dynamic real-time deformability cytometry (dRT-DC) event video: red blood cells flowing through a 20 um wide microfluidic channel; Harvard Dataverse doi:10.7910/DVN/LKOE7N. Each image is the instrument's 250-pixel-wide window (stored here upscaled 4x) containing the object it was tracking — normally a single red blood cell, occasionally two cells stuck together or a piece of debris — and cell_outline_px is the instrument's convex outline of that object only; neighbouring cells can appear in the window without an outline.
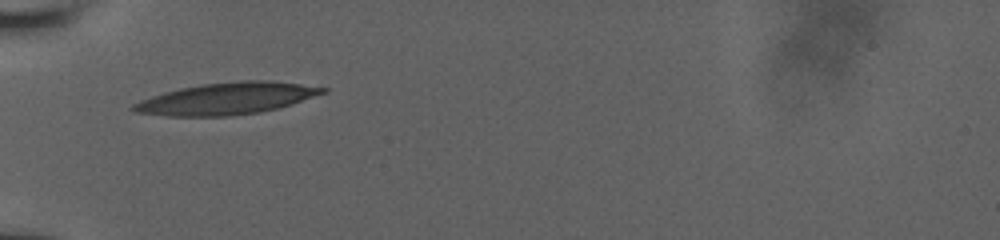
{"species": "human", "species_latin": "Homo sapiens", "temperature_condition": "room temperature", "stored_images_in_passage": 29, "camera_frame_rate_fps": 3000, "um_per_image_px": 0.085, "donor": {"sex": "male"}, "frame": {"image": 1, "passage_image": 1, "time_ms": 0.0, "image_size_px": [1000, 240], "cell_outline_px": [[328, 92], [280, 108], [260, 112], [228, 116], [168, 116], [132, 112], [128, 108], [132, 104], [140, 100], [164, 92], [180, 88], [204, 84], [240, 80], [272, 80], [328, 88]], "centroid_in_image_um": [19.27, 8.38], "position_along_channel_um": 65.7, "area_um2": 35.32}}
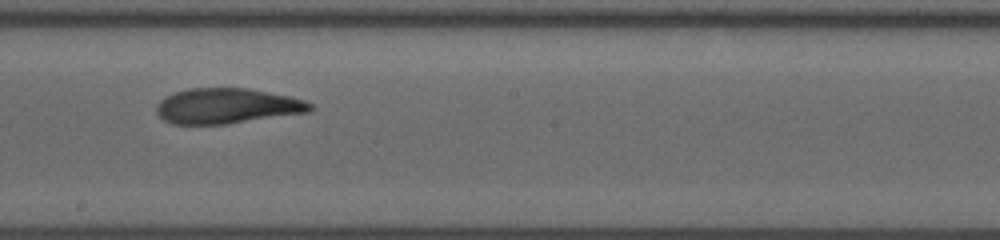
{"frame": {"image": 2, "passage_image": 14, "time_ms": 4.333, "image_size_px": [1000, 240], "cell_outline_px": [[312, 108], [308, 112], [228, 124], [172, 124], [164, 120], [156, 112], [156, 104], [164, 96], [188, 88], [248, 88], [288, 96], [304, 100], [312, 104]], "centroid_in_image_um": [19.25, 9.01], "position_along_channel_um": 228.9, "area_um2": 31.62}}
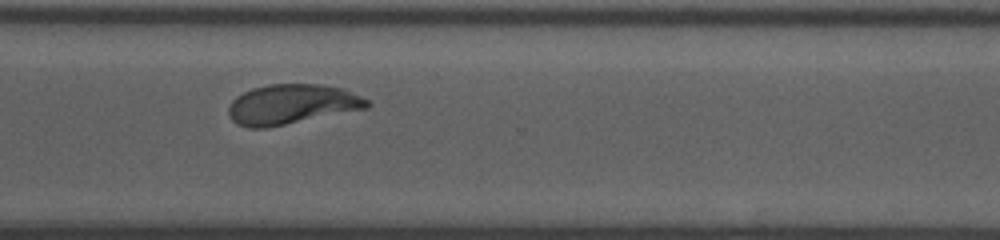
{"frame": {"image": 3, "passage_image": 23, "time_ms": 7.333, "image_size_px": [1000, 240], "cell_outline_px": [[372, 104], [368, 108], [268, 128], [248, 128], [236, 124], [232, 120], [228, 112], [228, 108], [232, 100], [236, 96], [252, 88], [268, 84], [320, 84], [340, 88], [360, 96], [368, 100]], "centroid_in_image_um": [24.77, 8.88], "position_along_channel_um": 345.8, "area_um2": 32.31}, "authors_computed_cell_mechanics": {"area_um2": 31.9634, "velocity_mm_per_s": 3.903, "shape_relaxation_time_tau1_ms": 10.159, "shape_relaxation_time_tau2_ms": 1.8573, "deformation_change_tau1": 0.3652, "deformation_change_tau2": 0.0927}}